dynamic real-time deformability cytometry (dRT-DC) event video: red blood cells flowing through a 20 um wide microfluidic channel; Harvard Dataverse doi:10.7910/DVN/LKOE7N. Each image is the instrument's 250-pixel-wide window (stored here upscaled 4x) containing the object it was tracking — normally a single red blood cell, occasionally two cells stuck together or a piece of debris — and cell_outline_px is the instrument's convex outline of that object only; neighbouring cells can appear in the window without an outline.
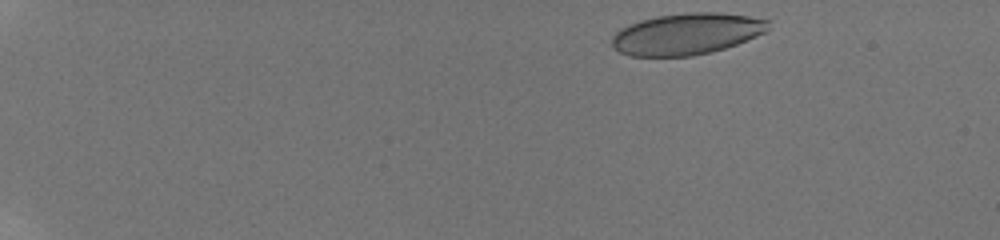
{"species": "human", "species_latin": "Homo sapiens", "temperature_condition": "room temperature", "stored_images_in_passage": 16, "camera_frame_rate_fps": 3000, "um_per_image_px": 0.085, "donor": {"sex": "male"}, "frame": {"image": 1, "passage_image": 1, "time_ms": 0.0, "image_size_px": [1000, 240], "cell_outline_px": [[772, 20], [768, 28], [764, 32], [756, 36], [736, 44], [712, 52], [692, 56], [628, 56], [620, 52], [612, 44], [612, 36], [620, 28], [628, 24], [640, 20], [656, 16], [684, 12], [720, 12], [748, 16]], "centroid_in_image_um": [58.36, 2.87], "position_along_channel_um": 26.6, "area_um2": 37.97}}
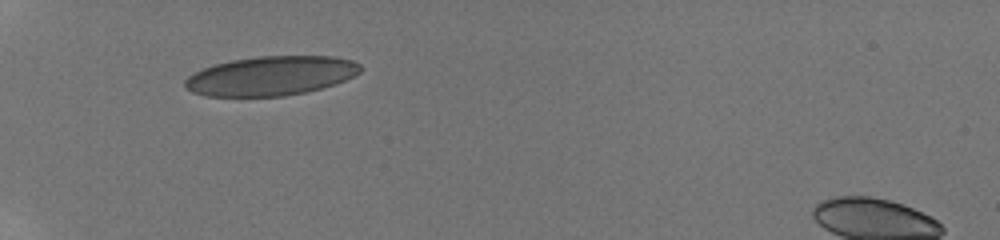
{"frame": {"image": 2, "passage_image": 10, "time_ms": 4.0, "image_size_px": [1000, 240], "cell_outline_px": [[364, 68], [356, 76], [336, 84], [304, 92], [284, 96], [204, 96], [192, 92], [184, 88], [184, 80], [188, 76], [204, 68], [216, 64], [232, 60], [260, 56], [336, 56], [352, 60], [360, 64]], "centroid_in_image_um": [23.07, 6.44], "position_along_channel_um": 61.9, "area_um2": 40.34}}
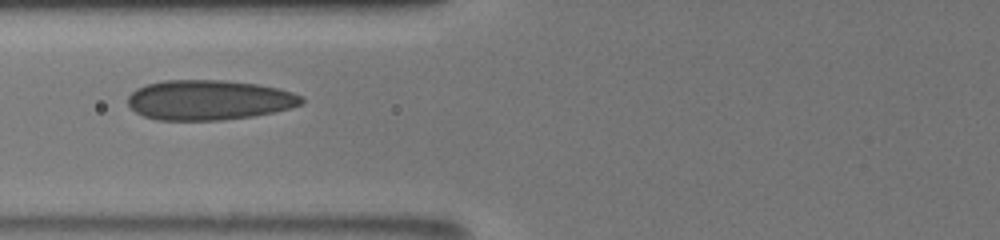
{"frame": {"image": 3, "passage_image": 14, "time_ms": 5.667, "image_size_px": [1000, 240], "cell_outline_px": [[304, 104], [272, 112], [252, 116], [220, 120], [156, 120], [144, 116], [136, 112], [128, 104], [128, 96], [136, 88], [148, 84], [164, 80], [224, 80], [256, 84], [280, 88], [292, 92], [300, 96], [304, 100]], "centroid_in_image_um": [17.75, 8.5], "position_along_channel_um": 108.0, "area_um2": 40.4}}